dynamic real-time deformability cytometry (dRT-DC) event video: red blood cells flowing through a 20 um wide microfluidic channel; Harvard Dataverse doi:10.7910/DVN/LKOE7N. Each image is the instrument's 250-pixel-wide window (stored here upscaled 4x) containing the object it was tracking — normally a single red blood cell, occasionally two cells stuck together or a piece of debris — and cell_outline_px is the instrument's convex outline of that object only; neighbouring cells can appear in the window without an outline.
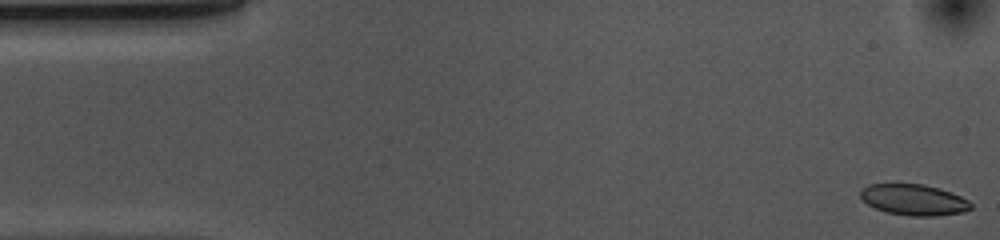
{"species": "common noctule bat (a hibernating species)", "species_latin": "Nyctalus noctula", "temperature_condition": "cold", "stored_images_in_passage": 53, "camera_frame_rate_fps": 3000, "um_per_image_px": 0.085, "animal": {"sex": "female", "body_mass_g": 10.0, "forearm_length_mm": 53.1}, "frame": {"image": 1, "passage_image": 1, "time_ms": 0.0, "image_size_px": [1000, 240], "cell_outline_px": [[972, 208], [964, 212], [936, 216], [912, 216], [888, 212], [876, 208], [868, 204], [860, 196], [860, 188], [868, 184], [924, 184], [940, 188], [952, 192], [968, 200], [972, 204]], "centroid_in_image_um": [77.69, 16.97], "position_along_channel_um": 7.3, "area_um2": 20.0}}
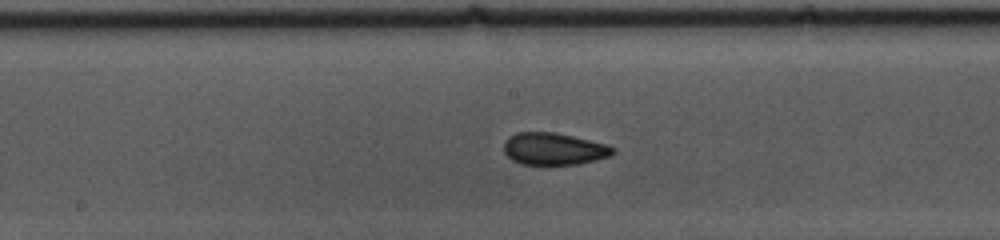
{"frame": {"image": 2, "passage_image": 26, "time_ms": 8.333, "image_size_px": [1000, 240], "cell_outline_px": [[616, 152], [612, 156], [596, 160], [576, 164], [520, 164], [512, 160], [504, 152], [504, 140], [508, 136], [516, 132], [552, 132], [572, 136], [608, 144], [616, 148]], "centroid_in_image_um": [47.09, 12.65], "position_along_channel_um": 201.1, "area_um2": 20.58}}
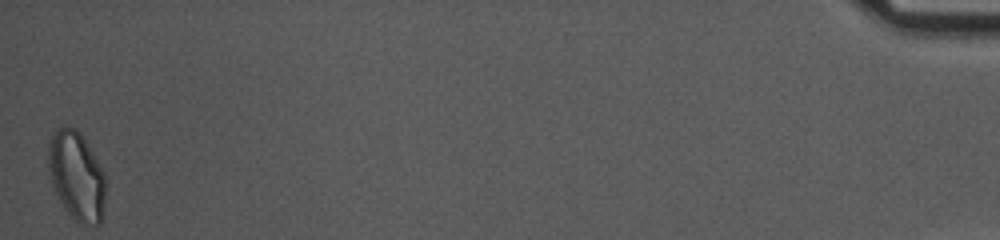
{"frame": {"image": 3, "passage_image": 53, "time_ms": 17.333, "image_size_px": [1000, 240], "cell_outline_px": [[108, 180], [100, 224], [80, 224], [68, 212], [60, 200], [52, 184], [48, 168], [48, 144], [52, 132], [56, 128], [64, 124], [76, 128], [80, 132], [104, 172]], "centroid_in_image_um": [6.51, 14.9], "position_along_channel_um": 428.7, "area_um2": 29.88}, "authors_computed_cell_mechanics": {"area_um2": 20.6924, "velocity_mm_per_s": 3.651, "shape_relaxation_time_tau1_ms": 6.3179, "shape_relaxation_time_tau2_ms": 1.7179, "deformation_change_tau1": 0.1193, "deformation_change_tau2": 0.0439}}